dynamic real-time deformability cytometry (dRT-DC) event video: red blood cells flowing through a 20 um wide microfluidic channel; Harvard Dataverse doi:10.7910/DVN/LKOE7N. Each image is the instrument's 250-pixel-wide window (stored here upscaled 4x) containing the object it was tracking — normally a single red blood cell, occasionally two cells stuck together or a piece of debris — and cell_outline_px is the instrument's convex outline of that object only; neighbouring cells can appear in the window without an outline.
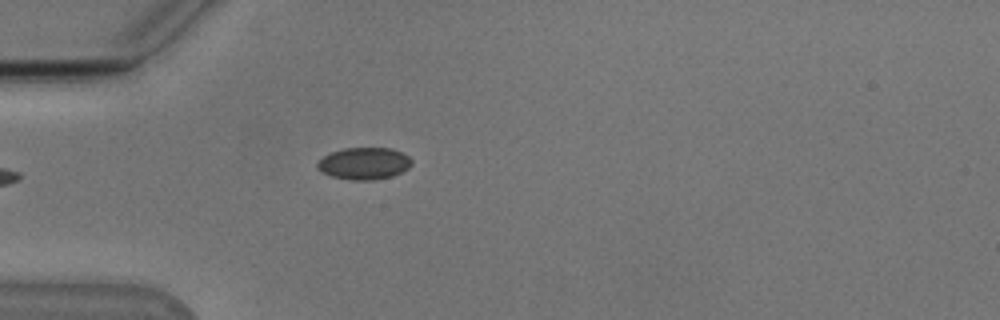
{"species": "Egyptian fruit bat (a non-hibernating species)", "species_latin": "Rousettus aegyptiacus", "temperature_condition": "cold", "stored_images_in_passage": 38, "camera_frame_rate_fps": 3000, "um_per_image_px": 0.085, "animal": {"sex": "male"}, "frame": {"image": 1, "passage_image": 7, "time_ms": 2.0, "image_size_px": [1000, 320], "cell_outline_px": [[412, 164], [408, 168], [392, 176], [372, 180], [352, 180], [332, 176], [324, 172], [316, 164], [324, 156], [332, 152], [344, 148], [392, 148], [408, 156], [412, 160]], "centroid_in_image_um": [30.98, 13.89], "position_along_channel_um": 54.0, "area_um2": 17.28}}
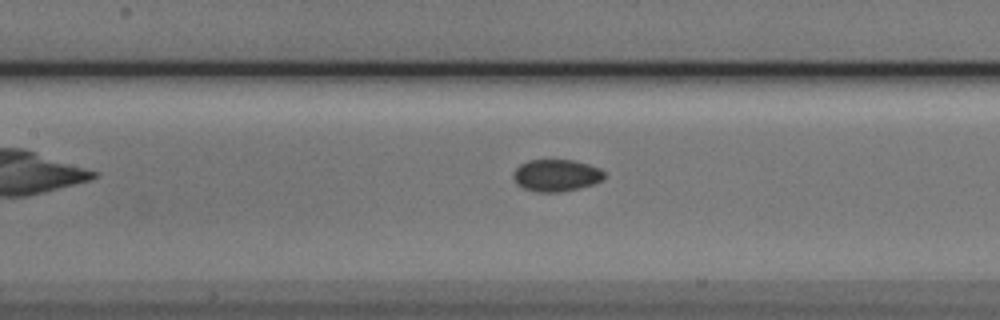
{"frame": {"image": 2, "passage_image": 16, "time_ms": 5.0, "image_size_px": [1000, 320], "cell_outline_px": [[604, 180], [580, 188], [560, 192], [536, 192], [524, 188], [516, 184], [512, 176], [512, 172], [520, 164], [528, 160], [572, 160], [588, 164], [600, 168], [604, 172]], "centroid_in_image_um": [47.26, 14.91], "position_along_channel_um": 160.1, "area_um2": 17.11}}
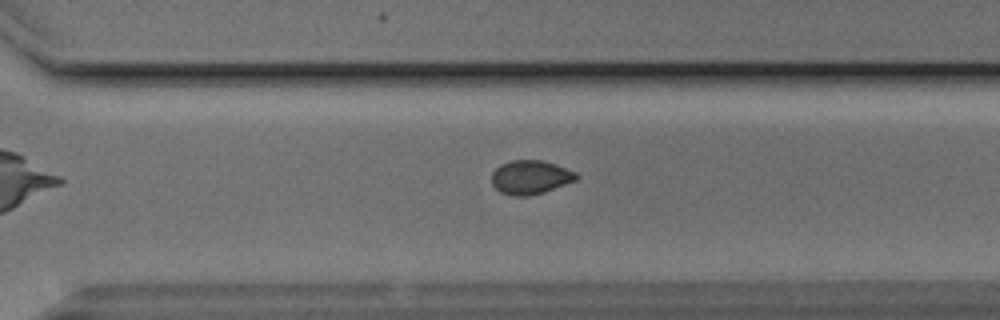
{"frame": {"image": 3, "passage_image": 29, "time_ms": 9.333, "image_size_px": [1000, 320], "cell_outline_px": [[580, 176], [576, 180], [544, 192], [528, 196], [512, 196], [500, 192], [492, 184], [492, 172], [500, 164], [512, 160], [540, 160], [556, 164], [576, 172]], "centroid_in_image_um": [45.08, 15.06], "position_along_channel_um": 325.5, "area_um2": 16.76}, "authors_computed_cell_mechanics": {"area_um2": 17.1377, "velocity_mm_per_s": 3.826, "shape_relaxation_time_tau1_ms": null, "shape_relaxation_time_tau2_ms": 2.1918, "deformation_change_tau1": null, "deformation_change_tau2": 0.0501}}